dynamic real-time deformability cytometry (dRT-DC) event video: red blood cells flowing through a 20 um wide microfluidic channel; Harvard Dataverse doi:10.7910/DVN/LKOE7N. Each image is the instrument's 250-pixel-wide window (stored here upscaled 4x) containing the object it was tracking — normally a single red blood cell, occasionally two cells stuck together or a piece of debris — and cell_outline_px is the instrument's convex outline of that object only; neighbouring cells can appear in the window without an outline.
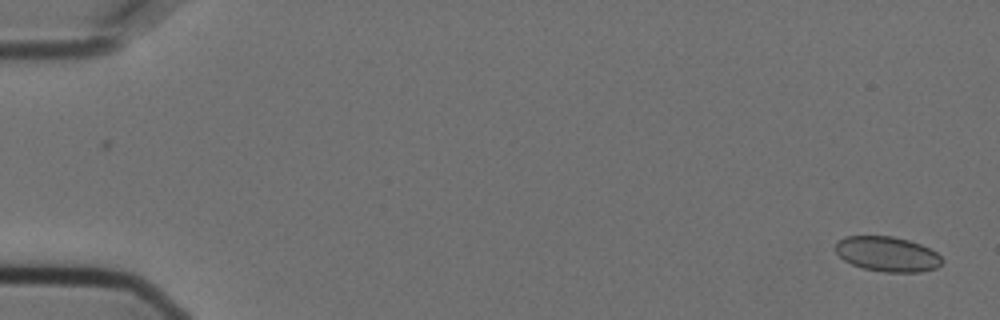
{"species": "Egyptian fruit bat (a non-hibernating species)", "species_latin": "Rousettus aegyptiacus", "temperature_condition": "cold", "stored_images_in_passage": 56, "camera_frame_rate_fps": 3000, "um_per_image_px": 0.085, "animal": {"sex": "female"}, "frame": {"image": 1, "passage_image": 1, "time_ms": 0.0, "image_size_px": [1000, 320], "cell_outline_px": [[944, 260], [936, 268], [920, 272], [884, 272], [864, 268], [852, 264], [844, 260], [836, 252], [836, 240], [844, 236], [892, 236], [908, 240], [920, 244], [936, 252]], "centroid_in_image_um": [75.41, 21.59], "position_along_channel_um": 9.6, "area_um2": 21.68}}
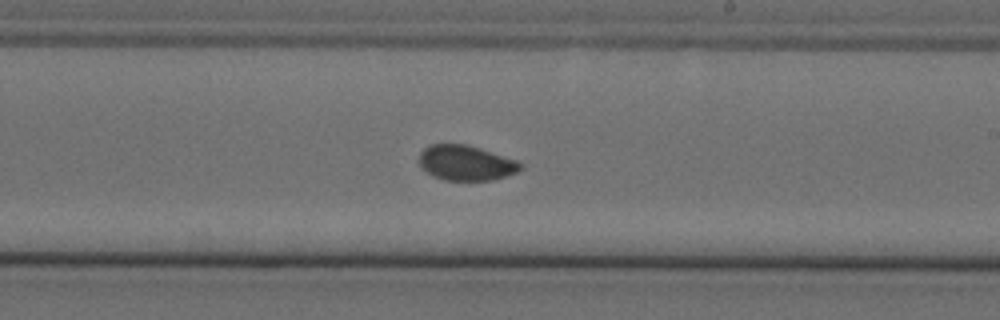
{"frame": {"image": 2, "passage_image": 33, "time_ms": 10.667, "image_size_px": [1000, 320], "cell_outline_px": [[524, 168], [516, 172], [492, 180], [444, 180], [432, 176], [420, 168], [416, 160], [420, 152], [424, 148], [432, 144], [464, 144], [480, 148], [516, 160], [524, 164]], "centroid_in_image_um": [39.55, 13.85], "position_along_channel_um": 249.4, "area_um2": 20.98}}
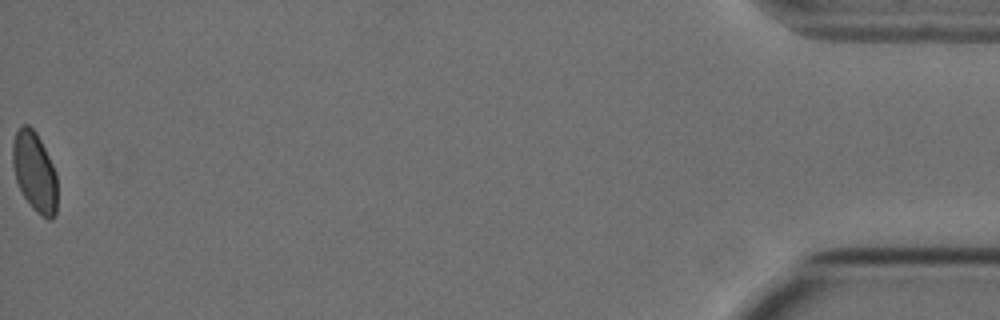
{"frame": {"image": 3, "passage_image": 56, "time_ms": 18.333, "image_size_px": [1000, 320], "cell_outline_px": [[56, 212], [52, 220], [48, 220], [36, 212], [32, 208], [24, 196], [16, 180], [12, 164], [12, 144], [16, 132], [24, 124], [28, 124], [36, 132], [56, 172]], "centroid_in_image_um": [2.93, 14.62], "position_along_channel_um": 432.3, "area_um2": 20.58}, "authors_computed_cell_mechanics": {"area_um2": 21.4438, "velocity_mm_per_s": 3.6134, "shape_relaxation_time_tau1_ms": null, "shape_relaxation_time_tau2_ms": 1.089, "deformation_change_tau1": null, "deformation_change_tau2": 0.0303}}